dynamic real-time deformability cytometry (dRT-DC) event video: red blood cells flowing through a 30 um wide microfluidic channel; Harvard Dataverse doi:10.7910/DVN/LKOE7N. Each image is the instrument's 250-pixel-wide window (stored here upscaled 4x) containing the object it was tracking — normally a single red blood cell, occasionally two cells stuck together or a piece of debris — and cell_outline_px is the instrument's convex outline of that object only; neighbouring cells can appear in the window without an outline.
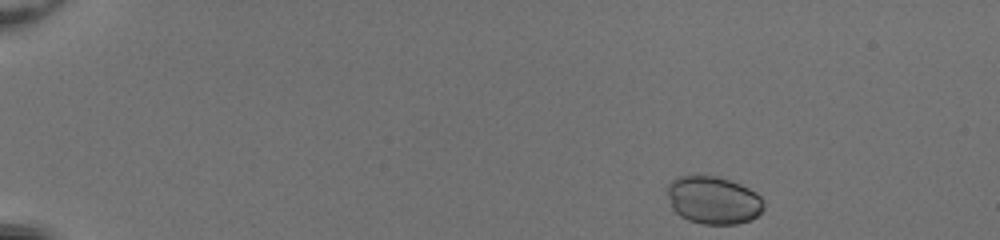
{"species": "common noctule bat (a hibernating species)", "species_latin": "Nyctalus noctula", "temperature_condition": "room temperature", "stored_images_in_passage": 45, "camera_frame_rate_fps": 3000, "um_per_image_px": 0.085, "animal": {"sex": "female", "body_mass_g": 20.0, "forearm_length_mm": 54.0}, "frame": {"image": 1, "passage_image": 1, "time_ms": 0.0, "image_size_px": [1000, 240], "cell_outline_px": [[764, 208], [752, 220], [736, 224], [704, 224], [688, 220], [680, 216], [672, 208], [668, 196], [668, 184], [676, 176], [720, 176], [740, 184], [756, 192], [764, 200]], "centroid_in_image_um": [60.65, 17.01], "position_along_channel_um": 24.4, "area_um2": 26.93}}
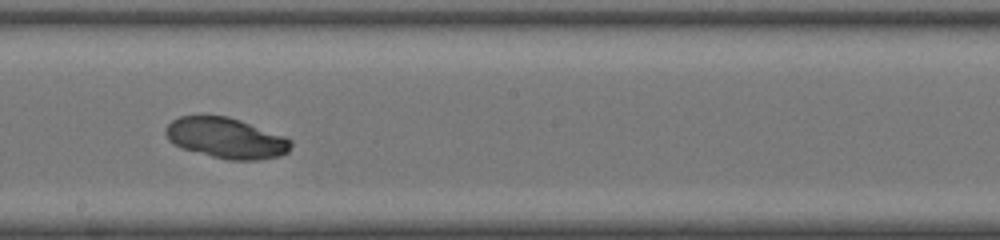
{"frame": {"image": 2, "passage_image": 25, "time_ms": 8.0, "image_size_px": [1000, 240], "cell_outline_px": [[292, 144], [288, 152], [280, 156], [260, 160], [228, 160], [180, 148], [172, 144], [168, 140], [164, 132], [164, 128], [172, 120], [180, 116], [228, 116], [240, 120], [284, 136], [292, 140]], "centroid_in_image_um": [19.2, 11.74], "position_along_channel_um": 229.0, "area_um2": 29.77}}
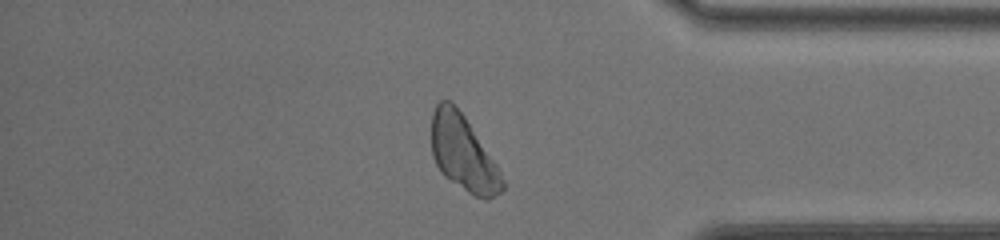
{"frame": {"image": 3, "passage_image": 38, "time_ms": 12.333, "image_size_px": [1000, 240], "cell_outline_px": [[504, 188], [500, 192], [488, 200], [484, 200], [468, 192], [444, 176], [440, 172], [432, 156], [432, 112], [436, 104], [440, 100], [452, 100], [464, 116], [496, 164], [504, 180]], "centroid_in_image_um": [39.35, 13.02], "position_along_channel_um": 395.8, "area_um2": 30.92}}